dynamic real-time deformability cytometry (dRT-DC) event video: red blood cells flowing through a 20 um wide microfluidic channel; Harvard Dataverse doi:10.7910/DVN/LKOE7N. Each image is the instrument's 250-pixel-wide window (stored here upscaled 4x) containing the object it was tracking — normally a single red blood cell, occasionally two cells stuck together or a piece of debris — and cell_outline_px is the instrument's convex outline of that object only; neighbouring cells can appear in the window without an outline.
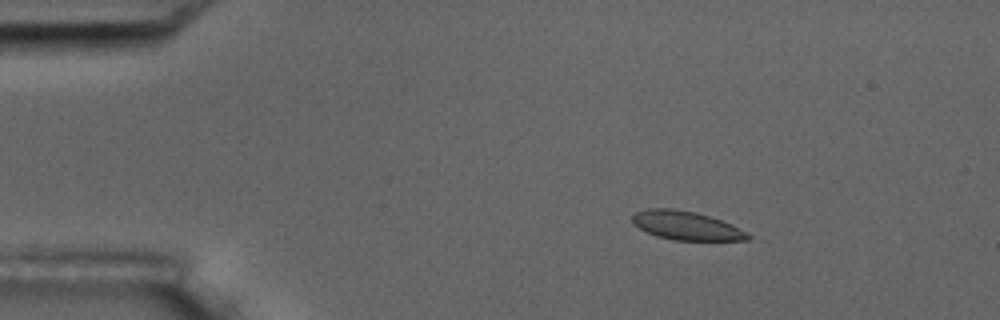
{"species": "common noctule bat (a hibernating species)", "species_latin": "Nyctalus noctula", "temperature_condition": "room temperature", "stored_images_in_passage": 4, "camera_frame_rate_fps": 3000, "um_per_image_px": 0.085, "animal": {"sex": "male", "body_mass_g": 17.5, "forearm_length_mm": 52.3}, "frame": {"image": 1, "passage_image": 2, "time_ms": 2.0, "image_size_px": [1000, 320], "cell_outline_px": [[752, 236], [748, 240], [672, 240], [656, 236], [632, 224], [632, 216], [636, 212], [644, 208], [672, 208], [696, 212], [720, 220]], "centroid_in_image_um": [58.24, 19.17], "position_along_channel_um": 26.8, "area_um2": 19.07}}